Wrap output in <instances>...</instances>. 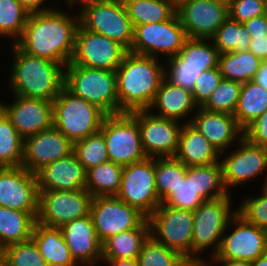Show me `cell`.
Returning a JSON list of instances; mask_svg holds the SVG:
<instances>
[{
  "mask_svg": "<svg viewBox=\"0 0 267 266\" xmlns=\"http://www.w3.org/2000/svg\"><path fill=\"white\" fill-rule=\"evenodd\" d=\"M52 104L53 126L73 143L100 131L107 115L97 105L74 95L65 86Z\"/></svg>",
  "mask_w": 267,
  "mask_h": 266,
  "instance_id": "5b68a950",
  "label": "cell"
},
{
  "mask_svg": "<svg viewBox=\"0 0 267 266\" xmlns=\"http://www.w3.org/2000/svg\"><path fill=\"white\" fill-rule=\"evenodd\" d=\"M123 167L107 161L86 171V190L94 197L116 196L121 182Z\"/></svg>",
  "mask_w": 267,
  "mask_h": 266,
  "instance_id": "1f68e13d",
  "label": "cell"
},
{
  "mask_svg": "<svg viewBox=\"0 0 267 266\" xmlns=\"http://www.w3.org/2000/svg\"><path fill=\"white\" fill-rule=\"evenodd\" d=\"M178 56L185 65L202 66L203 71L218 67L219 52L211 39L188 38Z\"/></svg>",
  "mask_w": 267,
  "mask_h": 266,
  "instance_id": "f35d334b",
  "label": "cell"
},
{
  "mask_svg": "<svg viewBox=\"0 0 267 266\" xmlns=\"http://www.w3.org/2000/svg\"><path fill=\"white\" fill-rule=\"evenodd\" d=\"M38 191H76L86 188V170L73 152L36 173Z\"/></svg>",
  "mask_w": 267,
  "mask_h": 266,
  "instance_id": "cb8c5ba5",
  "label": "cell"
},
{
  "mask_svg": "<svg viewBox=\"0 0 267 266\" xmlns=\"http://www.w3.org/2000/svg\"><path fill=\"white\" fill-rule=\"evenodd\" d=\"M137 120L144 153L150 158L174 157L183 121L156 116L147 110L130 112Z\"/></svg>",
  "mask_w": 267,
  "mask_h": 266,
  "instance_id": "e0dca14e",
  "label": "cell"
},
{
  "mask_svg": "<svg viewBox=\"0 0 267 266\" xmlns=\"http://www.w3.org/2000/svg\"><path fill=\"white\" fill-rule=\"evenodd\" d=\"M0 259L5 266H48L32 239L4 247Z\"/></svg>",
  "mask_w": 267,
  "mask_h": 266,
  "instance_id": "7bdbcfd3",
  "label": "cell"
},
{
  "mask_svg": "<svg viewBox=\"0 0 267 266\" xmlns=\"http://www.w3.org/2000/svg\"><path fill=\"white\" fill-rule=\"evenodd\" d=\"M237 213L250 224L267 231V190L262 187L258 197H245L237 206Z\"/></svg>",
  "mask_w": 267,
  "mask_h": 266,
  "instance_id": "bcb514c9",
  "label": "cell"
},
{
  "mask_svg": "<svg viewBox=\"0 0 267 266\" xmlns=\"http://www.w3.org/2000/svg\"><path fill=\"white\" fill-rule=\"evenodd\" d=\"M244 137L267 149V110L244 130Z\"/></svg>",
  "mask_w": 267,
  "mask_h": 266,
  "instance_id": "681fc988",
  "label": "cell"
},
{
  "mask_svg": "<svg viewBox=\"0 0 267 266\" xmlns=\"http://www.w3.org/2000/svg\"><path fill=\"white\" fill-rule=\"evenodd\" d=\"M242 83L222 79L201 107L210 112L233 114L237 108Z\"/></svg>",
  "mask_w": 267,
  "mask_h": 266,
  "instance_id": "60d3db41",
  "label": "cell"
},
{
  "mask_svg": "<svg viewBox=\"0 0 267 266\" xmlns=\"http://www.w3.org/2000/svg\"><path fill=\"white\" fill-rule=\"evenodd\" d=\"M39 192L35 173L21 166L0 167V206L38 216Z\"/></svg>",
  "mask_w": 267,
  "mask_h": 266,
  "instance_id": "ac0fdd59",
  "label": "cell"
},
{
  "mask_svg": "<svg viewBox=\"0 0 267 266\" xmlns=\"http://www.w3.org/2000/svg\"><path fill=\"white\" fill-rule=\"evenodd\" d=\"M187 39L185 29L175 13L167 21L134 26L129 52L166 60L177 56Z\"/></svg>",
  "mask_w": 267,
  "mask_h": 266,
  "instance_id": "52a82bcc",
  "label": "cell"
},
{
  "mask_svg": "<svg viewBox=\"0 0 267 266\" xmlns=\"http://www.w3.org/2000/svg\"><path fill=\"white\" fill-rule=\"evenodd\" d=\"M116 197L148 217L161 204L156 192L155 158L125 165Z\"/></svg>",
  "mask_w": 267,
  "mask_h": 266,
  "instance_id": "8fae6325",
  "label": "cell"
},
{
  "mask_svg": "<svg viewBox=\"0 0 267 266\" xmlns=\"http://www.w3.org/2000/svg\"><path fill=\"white\" fill-rule=\"evenodd\" d=\"M110 1H114L121 5H126L128 2L133 1V0H110Z\"/></svg>",
  "mask_w": 267,
  "mask_h": 266,
  "instance_id": "be15d7a7",
  "label": "cell"
},
{
  "mask_svg": "<svg viewBox=\"0 0 267 266\" xmlns=\"http://www.w3.org/2000/svg\"><path fill=\"white\" fill-rule=\"evenodd\" d=\"M230 194L204 201L193 211L192 259H204L201 254L212 246L209 258L217 253L223 233L231 218L237 213V208H232Z\"/></svg>",
  "mask_w": 267,
  "mask_h": 266,
  "instance_id": "8992f818",
  "label": "cell"
},
{
  "mask_svg": "<svg viewBox=\"0 0 267 266\" xmlns=\"http://www.w3.org/2000/svg\"><path fill=\"white\" fill-rule=\"evenodd\" d=\"M262 60L249 50L219 54L218 67L222 78L245 83L255 78Z\"/></svg>",
  "mask_w": 267,
  "mask_h": 266,
  "instance_id": "f546056e",
  "label": "cell"
},
{
  "mask_svg": "<svg viewBox=\"0 0 267 266\" xmlns=\"http://www.w3.org/2000/svg\"><path fill=\"white\" fill-rule=\"evenodd\" d=\"M0 266H5V264L3 263L1 259H0Z\"/></svg>",
  "mask_w": 267,
  "mask_h": 266,
  "instance_id": "003e7915",
  "label": "cell"
},
{
  "mask_svg": "<svg viewBox=\"0 0 267 266\" xmlns=\"http://www.w3.org/2000/svg\"><path fill=\"white\" fill-rule=\"evenodd\" d=\"M219 54L247 51L251 37L244 24L228 18L211 38Z\"/></svg>",
  "mask_w": 267,
  "mask_h": 266,
  "instance_id": "e575fe53",
  "label": "cell"
},
{
  "mask_svg": "<svg viewBox=\"0 0 267 266\" xmlns=\"http://www.w3.org/2000/svg\"><path fill=\"white\" fill-rule=\"evenodd\" d=\"M39 224L60 228L67 222L90 215L93 196L86 190L38 191Z\"/></svg>",
  "mask_w": 267,
  "mask_h": 266,
  "instance_id": "5bb4252c",
  "label": "cell"
},
{
  "mask_svg": "<svg viewBox=\"0 0 267 266\" xmlns=\"http://www.w3.org/2000/svg\"><path fill=\"white\" fill-rule=\"evenodd\" d=\"M186 167L220 162V152L190 123H183L174 156Z\"/></svg>",
  "mask_w": 267,
  "mask_h": 266,
  "instance_id": "484cf974",
  "label": "cell"
},
{
  "mask_svg": "<svg viewBox=\"0 0 267 266\" xmlns=\"http://www.w3.org/2000/svg\"><path fill=\"white\" fill-rule=\"evenodd\" d=\"M90 215L101 243L112 235L138 228L147 217L116 196L94 197Z\"/></svg>",
  "mask_w": 267,
  "mask_h": 266,
  "instance_id": "2e32d148",
  "label": "cell"
},
{
  "mask_svg": "<svg viewBox=\"0 0 267 266\" xmlns=\"http://www.w3.org/2000/svg\"><path fill=\"white\" fill-rule=\"evenodd\" d=\"M165 78L174 85L193 90L195 81L203 73L202 66L185 65L178 55L166 59ZM167 66V67H166Z\"/></svg>",
  "mask_w": 267,
  "mask_h": 266,
  "instance_id": "f6af8a7d",
  "label": "cell"
},
{
  "mask_svg": "<svg viewBox=\"0 0 267 266\" xmlns=\"http://www.w3.org/2000/svg\"><path fill=\"white\" fill-rule=\"evenodd\" d=\"M205 200L197 193L195 166L186 167V177L178 183L161 204L170 208L196 210Z\"/></svg>",
  "mask_w": 267,
  "mask_h": 266,
  "instance_id": "8d00e7d4",
  "label": "cell"
},
{
  "mask_svg": "<svg viewBox=\"0 0 267 266\" xmlns=\"http://www.w3.org/2000/svg\"><path fill=\"white\" fill-rule=\"evenodd\" d=\"M100 131L106 142L109 161L125 166L147 157L138 122L131 113L106 115Z\"/></svg>",
  "mask_w": 267,
  "mask_h": 266,
  "instance_id": "ba28073f",
  "label": "cell"
},
{
  "mask_svg": "<svg viewBox=\"0 0 267 266\" xmlns=\"http://www.w3.org/2000/svg\"><path fill=\"white\" fill-rule=\"evenodd\" d=\"M115 73L119 113L147 110L165 76V62L128 52Z\"/></svg>",
  "mask_w": 267,
  "mask_h": 266,
  "instance_id": "7a4b0ae2",
  "label": "cell"
},
{
  "mask_svg": "<svg viewBox=\"0 0 267 266\" xmlns=\"http://www.w3.org/2000/svg\"><path fill=\"white\" fill-rule=\"evenodd\" d=\"M31 239L48 266H79L72 257L60 228L35 222Z\"/></svg>",
  "mask_w": 267,
  "mask_h": 266,
  "instance_id": "4316f807",
  "label": "cell"
},
{
  "mask_svg": "<svg viewBox=\"0 0 267 266\" xmlns=\"http://www.w3.org/2000/svg\"><path fill=\"white\" fill-rule=\"evenodd\" d=\"M150 236L185 259H192L193 211L160 204L148 217Z\"/></svg>",
  "mask_w": 267,
  "mask_h": 266,
  "instance_id": "30bf717a",
  "label": "cell"
},
{
  "mask_svg": "<svg viewBox=\"0 0 267 266\" xmlns=\"http://www.w3.org/2000/svg\"><path fill=\"white\" fill-rule=\"evenodd\" d=\"M265 33H266V37H267V10H266V13H265Z\"/></svg>",
  "mask_w": 267,
  "mask_h": 266,
  "instance_id": "03108f58",
  "label": "cell"
},
{
  "mask_svg": "<svg viewBox=\"0 0 267 266\" xmlns=\"http://www.w3.org/2000/svg\"><path fill=\"white\" fill-rule=\"evenodd\" d=\"M24 139L0 109V167L21 166Z\"/></svg>",
  "mask_w": 267,
  "mask_h": 266,
  "instance_id": "836d02e7",
  "label": "cell"
},
{
  "mask_svg": "<svg viewBox=\"0 0 267 266\" xmlns=\"http://www.w3.org/2000/svg\"><path fill=\"white\" fill-rule=\"evenodd\" d=\"M210 262V263H208ZM195 266H214L211 261H208V259H195Z\"/></svg>",
  "mask_w": 267,
  "mask_h": 266,
  "instance_id": "91938a15",
  "label": "cell"
},
{
  "mask_svg": "<svg viewBox=\"0 0 267 266\" xmlns=\"http://www.w3.org/2000/svg\"><path fill=\"white\" fill-rule=\"evenodd\" d=\"M214 1L217 3H221V4L225 5L226 7H229L233 0H214Z\"/></svg>",
  "mask_w": 267,
  "mask_h": 266,
  "instance_id": "6125c7cd",
  "label": "cell"
},
{
  "mask_svg": "<svg viewBox=\"0 0 267 266\" xmlns=\"http://www.w3.org/2000/svg\"><path fill=\"white\" fill-rule=\"evenodd\" d=\"M136 260L138 266H179L185 258L149 236L143 243Z\"/></svg>",
  "mask_w": 267,
  "mask_h": 266,
  "instance_id": "ee69618b",
  "label": "cell"
},
{
  "mask_svg": "<svg viewBox=\"0 0 267 266\" xmlns=\"http://www.w3.org/2000/svg\"><path fill=\"white\" fill-rule=\"evenodd\" d=\"M190 124L218 149L229 151L230 147L244 137L233 114L210 112L198 107L192 115ZM236 140V142H235Z\"/></svg>",
  "mask_w": 267,
  "mask_h": 266,
  "instance_id": "603a6c76",
  "label": "cell"
},
{
  "mask_svg": "<svg viewBox=\"0 0 267 266\" xmlns=\"http://www.w3.org/2000/svg\"><path fill=\"white\" fill-rule=\"evenodd\" d=\"M195 185L197 193L205 201L220 198L229 193L223 183L220 162L195 166Z\"/></svg>",
  "mask_w": 267,
  "mask_h": 266,
  "instance_id": "ab89813d",
  "label": "cell"
},
{
  "mask_svg": "<svg viewBox=\"0 0 267 266\" xmlns=\"http://www.w3.org/2000/svg\"><path fill=\"white\" fill-rule=\"evenodd\" d=\"M179 266H195V259H185Z\"/></svg>",
  "mask_w": 267,
  "mask_h": 266,
  "instance_id": "94428289",
  "label": "cell"
},
{
  "mask_svg": "<svg viewBox=\"0 0 267 266\" xmlns=\"http://www.w3.org/2000/svg\"><path fill=\"white\" fill-rule=\"evenodd\" d=\"M80 24L87 30L115 40L130 50L134 27L125 5L94 0L78 8Z\"/></svg>",
  "mask_w": 267,
  "mask_h": 266,
  "instance_id": "9c48e42d",
  "label": "cell"
},
{
  "mask_svg": "<svg viewBox=\"0 0 267 266\" xmlns=\"http://www.w3.org/2000/svg\"><path fill=\"white\" fill-rule=\"evenodd\" d=\"M129 50L121 43L91 32L79 24L71 63L84 67L116 71Z\"/></svg>",
  "mask_w": 267,
  "mask_h": 266,
  "instance_id": "9a60e30c",
  "label": "cell"
},
{
  "mask_svg": "<svg viewBox=\"0 0 267 266\" xmlns=\"http://www.w3.org/2000/svg\"><path fill=\"white\" fill-rule=\"evenodd\" d=\"M73 152L86 171L109 161L106 142L101 131L75 142Z\"/></svg>",
  "mask_w": 267,
  "mask_h": 266,
  "instance_id": "b9f144b4",
  "label": "cell"
},
{
  "mask_svg": "<svg viewBox=\"0 0 267 266\" xmlns=\"http://www.w3.org/2000/svg\"><path fill=\"white\" fill-rule=\"evenodd\" d=\"M107 266H138L137 260L133 259H102Z\"/></svg>",
  "mask_w": 267,
  "mask_h": 266,
  "instance_id": "11a10c76",
  "label": "cell"
},
{
  "mask_svg": "<svg viewBox=\"0 0 267 266\" xmlns=\"http://www.w3.org/2000/svg\"><path fill=\"white\" fill-rule=\"evenodd\" d=\"M12 65L8 86L13 95L53 101L64 86V67L36 57L12 44Z\"/></svg>",
  "mask_w": 267,
  "mask_h": 266,
  "instance_id": "3957f363",
  "label": "cell"
},
{
  "mask_svg": "<svg viewBox=\"0 0 267 266\" xmlns=\"http://www.w3.org/2000/svg\"><path fill=\"white\" fill-rule=\"evenodd\" d=\"M267 0H233L228 7L229 18L244 24L253 17L265 15Z\"/></svg>",
  "mask_w": 267,
  "mask_h": 266,
  "instance_id": "c3c4849f",
  "label": "cell"
},
{
  "mask_svg": "<svg viewBox=\"0 0 267 266\" xmlns=\"http://www.w3.org/2000/svg\"><path fill=\"white\" fill-rule=\"evenodd\" d=\"M70 15L66 10L56 7L30 13L23 33L15 44L30 55L58 62L65 67L73 58L80 24L79 12L78 15Z\"/></svg>",
  "mask_w": 267,
  "mask_h": 266,
  "instance_id": "6da1fadb",
  "label": "cell"
},
{
  "mask_svg": "<svg viewBox=\"0 0 267 266\" xmlns=\"http://www.w3.org/2000/svg\"><path fill=\"white\" fill-rule=\"evenodd\" d=\"M267 110V90L251 80L242 83L234 117L244 131Z\"/></svg>",
  "mask_w": 267,
  "mask_h": 266,
  "instance_id": "4dcf8cb0",
  "label": "cell"
},
{
  "mask_svg": "<svg viewBox=\"0 0 267 266\" xmlns=\"http://www.w3.org/2000/svg\"><path fill=\"white\" fill-rule=\"evenodd\" d=\"M250 37L265 36V15L253 17L244 23Z\"/></svg>",
  "mask_w": 267,
  "mask_h": 266,
  "instance_id": "816d5d0a",
  "label": "cell"
},
{
  "mask_svg": "<svg viewBox=\"0 0 267 266\" xmlns=\"http://www.w3.org/2000/svg\"><path fill=\"white\" fill-rule=\"evenodd\" d=\"M60 229L79 266H97L101 263L102 243L96 235L91 215L67 222Z\"/></svg>",
  "mask_w": 267,
  "mask_h": 266,
  "instance_id": "7402d4cb",
  "label": "cell"
},
{
  "mask_svg": "<svg viewBox=\"0 0 267 266\" xmlns=\"http://www.w3.org/2000/svg\"><path fill=\"white\" fill-rule=\"evenodd\" d=\"M214 266H251L250 262L239 260H209Z\"/></svg>",
  "mask_w": 267,
  "mask_h": 266,
  "instance_id": "9f6ffc18",
  "label": "cell"
},
{
  "mask_svg": "<svg viewBox=\"0 0 267 266\" xmlns=\"http://www.w3.org/2000/svg\"><path fill=\"white\" fill-rule=\"evenodd\" d=\"M176 14L192 39H211L229 18L228 7L214 0H187L176 7Z\"/></svg>",
  "mask_w": 267,
  "mask_h": 266,
  "instance_id": "d6986e66",
  "label": "cell"
},
{
  "mask_svg": "<svg viewBox=\"0 0 267 266\" xmlns=\"http://www.w3.org/2000/svg\"><path fill=\"white\" fill-rule=\"evenodd\" d=\"M92 1H94V0H66V5H68L67 6V8H70L72 11H73V7H81L83 4H85V3H88V2H92ZM76 5V6H75Z\"/></svg>",
  "mask_w": 267,
  "mask_h": 266,
  "instance_id": "6f0895ef",
  "label": "cell"
},
{
  "mask_svg": "<svg viewBox=\"0 0 267 266\" xmlns=\"http://www.w3.org/2000/svg\"><path fill=\"white\" fill-rule=\"evenodd\" d=\"M175 7L179 6L182 2H185L187 0H170Z\"/></svg>",
  "mask_w": 267,
  "mask_h": 266,
  "instance_id": "e7e4bbea",
  "label": "cell"
},
{
  "mask_svg": "<svg viewBox=\"0 0 267 266\" xmlns=\"http://www.w3.org/2000/svg\"><path fill=\"white\" fill-rule=\"evenodd\" d=\"M0 109L23 139L53 126L52 101L14 95L13 103L0 100Z\"/></svg>",
  "mask_w": 267,
  "mask_h": 266,
  "instance_id": "ffe728a7",
  "label": "cell"
},
{
  "mask_svg": "<svg viewBox=\"0 0 267 266\" xmlns=\"http://www.w3.org/2000/svg\"><path fill=\"white\" fill-rule=\"evenodd\" d=\"M253 81L267 90V61L262 62L260 70L256 73Z\"/></svg>",
  "mask_w": 267,
  "mask_h": 266,
  "instance_id": "db71d44e",
  "label": "cell"
},
{
  "mask_svg": "<svg viewBox=\"0 0 267 266\" xmlns=\"http://www.w3.org/2000/svg\"><path fill=\"white\" fill-rule=\"evenodd\" d=\"M36 218L30 213L0 206V251L31 239Z\"/></svg>",
  "mask_w": 267,
  "mask_h": 266,
  "instance_id": "f1b7e54d",
  "label": "cell"
},
{
  "mask_svg": "<svg viewBox=\"0 0 267 266\" xmlns=\"http://www.w3.org/2000/svg\"><path fill=\"white\" fill-rule=\"evenodd\" d=\"M248 50L262 61H267V37H251Z\"/></svg>",
  "mask_w": 267,
  "mask_h": 266,
  "instance_id": "f907efd6",
  "label": "cell"
},
{
  "mask_svg": "<svg viewBox=\"0 0 267 266\" xmlns=\"http://www.w3.org/2000/svg\"><path fill=\"white\" fill-rule=\"evenodd\" d=\"M73 150L74 143L52 126L24 139L21 167L36 173L43 166L69 156Z\"/></svg>",
  "mask_w": 267,
  "mask_h": 266,
  "instance_id": "44dd1931",
  "label": "cell"
},
{
  "mask_svg": "<svg viewBox=\"0 0 267 266\" xmlns=\"http://www.w3.org/2000/svg\"><path fill=\"white\" fill-rule=\"evenodd\" d=\"M125 7L133 27L167 21L176 13L170 0H133Z\"/></svg>",
  "mask_w": 267,
  "mask_h": 266,
  "instance_id": "d6a6232c",
  "label": "cell"
},
{
  "mask_svg": "<svg viewBox=\"0 0 267 266\" xmlns=\"http://www.w3.org/2000/svg\"><path fill=\"white\" fill-rule=\"evenodd\" d=\"M64 86L74 95L97 105L107 115L119 114L115 71L70 62L64 67Z\"/></svg>",
  "mask_w": 267,
  "mask_h": 266,
  "instance_id": "277c9868",
  "label": "cell"
},
{
  "mask_svg": "<svg viewBox=\"0 0 267 266\" xmlns=\"http://www.w3.org/2000/svg\"><path fill=\"white\" fill-rule=\"evenodd\" d=\"M251 266H267V253L259 256L253 262H250Z\"/></svg>",
  "mask_w": 267,
  "mask_h": 266,
  "instance_id": "680465c9",
  "label": "cell"
},
{
  "mask_svg": "<svg viewBox=\"0 0 267 266\" xmlns=\"http://www.w3.org/2000/svg\"><path fill=\"white\" fill-rule=\"evenodd\" d=\"M150 236V225L146 219L138 228L119 232L102 243V259L136 260L143 243Z\"/></svg>",
  "mask_w": 267,
  "mask_h": 266,
  "instance_id": "83f0119b",
  "label": "cell"
},
{
  "mask_svg": "<svg viewBox=\"0 0 267 266\" xmlns=\"http://www.w3.org/2000/svg\"><path fill=\"white\" fill-rule=\"evenodd\" d=\"M158 110V112L156 110ZM192 92L174 85L165 77L162 79L156 96L148 110L159 117L190 123L192 115L197 111ZM153 110V112H152ZM156 111V112H155ZM187 120H184L187 118Z\"/></svg>",
  "mask_w": 267,
  "mask_h": 266,
  "instance_id": "d4e9b609",
  "label": "cell"
},
{
  "mask_svg": "<svg viewBox=\"0 0 267 266\" xmlns=\"http://www.w3.org/2000/svg\"><path fill=\"white\" fill-rule=\"evenodd\" d=\"M230 225L234 229L229 232ZM265 253H267V231L250 224L236 213L223 233L217 253L208 260L253 262Z\"/></svg>",
  "mask_w": 267,
  "mask_h": 266,
  "instance_id": "4fadbf2b",
  "label": "cell"
},
{
  "mask_svg": "<svg viewBox=\"0 0 267 266\" xmlns=\"http://www.w3.org/2000/svg\"><path fill=\"white\" fill-rule=\"evenodd\" d=\"M29 12L17 0H0V38L15 44L23 33Z\"/></svg>",
  "mask_w": 267,
  "mask_h": 266,
  "instance_id": "74e56055",
  "label": "cell"
},
{
  "mask_svg": "<svg viewBox=\"0 0 267 266\" xmlns=\"http://www.w3.org/2000/svg\"><path fill=\"white\" fill-rule=\"evenodd\" d=\"M29 13H38L54 9L45 3L47 0H17ZM46 4V6L44 5ZM45 6V7H44Z\"/></svg>",
  "mask_w": 267,
  "mask_h": 266,
  "instance_id": "f5cc1de1",
  "label": "cell"
},
{
  "mask_svg": "<svg viewBox=\"0 0 267 266\" xmlns=\"http://www.w3.org/2000/svg\"><path fill=\"white\" fill-rule=\"evenodd\" d=\"M237 146L239 148H234L232 152L227 150L220 153L222 157L225 155L224 159L220 158L225 189L230 193L231 188L239 185L244 187L247 181H253L266 172L261 188L264 187L267 180V149L251 143L245 137L238 141Z\"/></svg>",
  "mask_w": 267,
  "mask_h": 266,
  "instance_id": "7c38bea8",
  "label": "cell"
},
{
  "mask_svg": "<svg viewBox=\"0 0 267 266\" xmlns=\"http://www.w3.org/2000/svg\"><path fill=\"white\" fill-rule=\"evenodd\" d=\"M264 188L267 190V180L265 182Z\"/></svg>",
  "mask_w": 267,
  "mask_h": 266,
  "instance_id": "a7ac6f4b",
  "label": "cell"
},
{
  "mask_svg": "<svg viewBox=\"0 0 267 266\" xmlns=\"http://www.w3.org/2000/svg\"><path fill=\"white\" fill-rule=\"evenodd\" d=\"M222 79L219 67L205 70L200 74L191 91L193 100L198 107H202L206 103Z\"/></svg>",
  "mask_w": 267,
  "mask_h": 266,
  "instance_id": "7dc6e473",
  "label": "cell"
},
{
  "mask_svg": "<svg viewBox=\"0 0 267 266\" xmlns=\"http://www.w3.org/2000/svg\"><path fill=\"white\" fill-rule=\"evenodd\" d=\"M186 177V166L175 157L155 158L156 192L162 202Z\"/></svg>",
  "mask_w": 267,
  "mask_h": 266,
  "instance_id": "d590c367",
  "label": "cell"
}]
</instances>
